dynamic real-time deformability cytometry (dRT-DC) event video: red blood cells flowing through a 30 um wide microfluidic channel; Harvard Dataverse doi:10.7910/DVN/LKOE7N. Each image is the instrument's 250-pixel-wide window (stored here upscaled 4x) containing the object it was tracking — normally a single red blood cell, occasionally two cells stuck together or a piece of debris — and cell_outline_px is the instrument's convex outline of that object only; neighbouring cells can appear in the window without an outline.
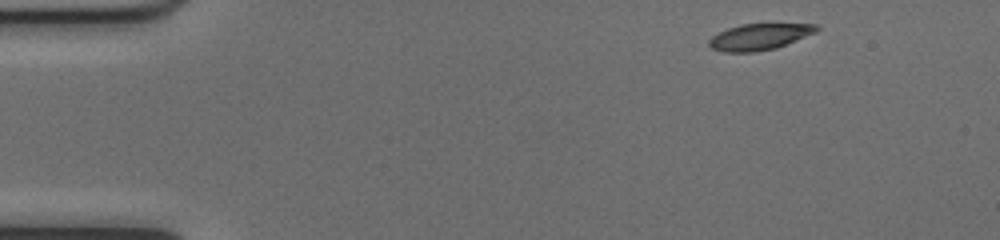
{"species": "common noctule bat (a hibernating species)", "species_latin": "Nyctalus noctula", "temperature_condition": "cold", "stored_images_in_passage": 46, "camera_frame_rate_fps": 3000, "um_per_image_px": 0.085, "animal": {"sex": "female", "body_mass_g": 17.0, "forearm_length_mm": 48.0}, "frame": {"image": 1, "passage_image": 1, "time_ms": 0.0, "image_size_px": [1000, 240], "cell_outline_px": [[820, 28], [816, 32], [776, 48], [752, 52], [724, 52], [712, 48], [708, 44], [708, 40], [712, 36], [728, 28], [740, 24], [816, 24]], "centroid_in_image_um": [64.53, 3.12], "position_along_channel_um": 20.5, "area_um2": 16.3}}
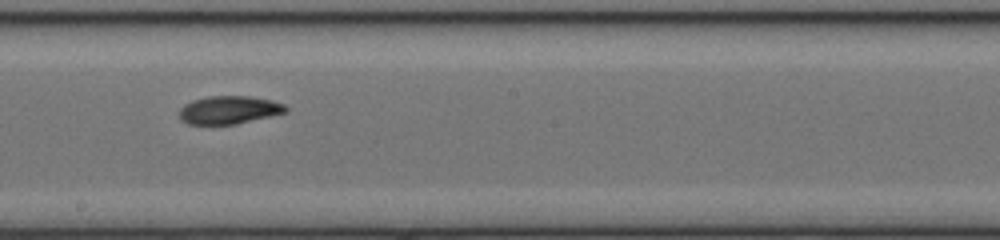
{"frame": {"image": 2, "passage_image": 24, "time_ms": 7.667, "image_size_px": [1000, 240], "cell_outline_px": [[288, 112], [236, 124], [188, 124], [180, 120], [180, 108], [184, 104], [192, 100], [208, 96], [248, 96], [272, 100], [284, 104], [288, 108]], "centroid_in_image_um": [19.47, 9.34], "position_along_channel_um": 228.7, "area_um2": 17.46}}
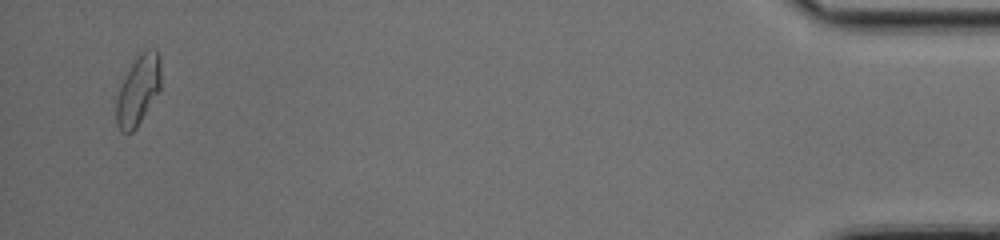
{"frame": {"image": 3, "passage_image": 45, "time_ms": 14.667, "image_size_px": [1000, 240], "cell_outline_px": [[160, 92], [136, 128], [132, 132], [120, 132], [116, 124], [116, 100], [120, 88], [132, 64], [144, 48], [156, 48], [160, 56]], "centroid_in_image_um": [11.77, 7.67], "position_along_channel_um": 423.4, "area_um2": 18.15}, "authors_computed_cell_mechanics": {"area_um2": 17.6001, "velocity_mm_per_s": 4.0025, "shape_relaxation_time_tau1_ms": 3.9092, "shape_relaxation_time_tau2_ms": null, "deformation_change_tau1": 0.1443, "deformation_change_tau2": null}}